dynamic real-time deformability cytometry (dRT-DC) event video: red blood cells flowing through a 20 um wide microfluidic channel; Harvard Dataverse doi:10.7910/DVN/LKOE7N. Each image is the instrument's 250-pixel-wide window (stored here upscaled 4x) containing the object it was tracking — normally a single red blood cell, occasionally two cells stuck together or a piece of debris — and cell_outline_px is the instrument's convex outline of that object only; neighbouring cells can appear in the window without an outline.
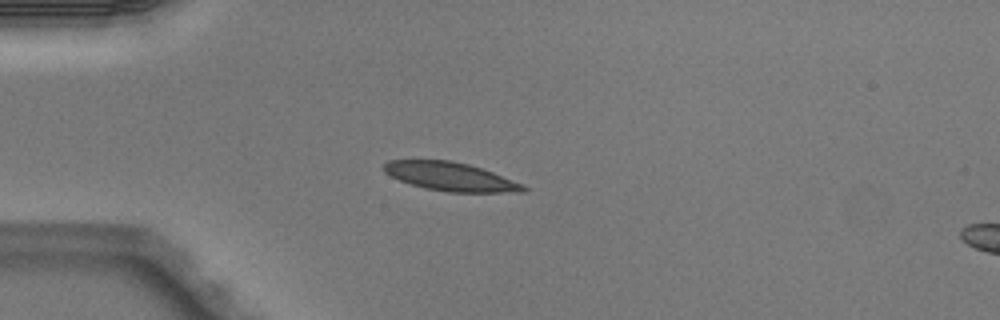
{"species": "Egyptian fruit bat (a non-hibernating species)", "species_latin": "Rousettus aegyptiacus", "temperature_condition": "warm", "stored_images_in_passage": 4, "camera_frame_rate_fps": 3000, "um_per_image_px": 0.085, "animal": {"sex": "male"}, "frame": {"image": 1, "passage_image": 3, "time_ms": 0.667, "image_size_px": [1000, 320], "cell_outline_px": [[528, 188], [524, 192], [448, 192], [424, 188], [400, 180], [384, 172], [384, 164], [388, 160], [452, 160], [468, 164], [492, 172], [524, 184]], "centroid_in_image_um": [38.31, 15.01], "position_along_channel_um": 46.7, "area_um2": 23.06}}